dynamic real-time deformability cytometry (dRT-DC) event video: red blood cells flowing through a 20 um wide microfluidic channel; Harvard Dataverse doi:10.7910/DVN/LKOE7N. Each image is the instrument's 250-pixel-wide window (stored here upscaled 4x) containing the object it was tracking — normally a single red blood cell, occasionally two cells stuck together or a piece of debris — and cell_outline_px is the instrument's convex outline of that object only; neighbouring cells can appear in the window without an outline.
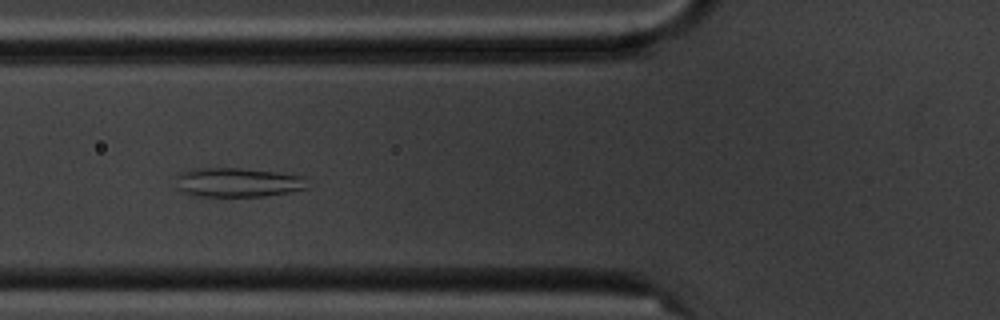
{"species": "common noctule bat (a hibernating species)", "species_latin": "Nyctalus noctula", "temperature_condition": "cold", "stored_images_in_passage": 6, "camera_frame_rate_fps": 3000, "um_per_image_px": 0.085, "animal": {"sex": "male", "body_mass_g": 20.1, "forearm_length_mm": 53.5}, "frame": {"image": 1, "passage_image": 5, "time_ms": 4.667, "image_size_px": [1000, 320], "cell_outline_px": [[308, 188], [288, 192], [264, 196], [196, 196], [180, 192], [172, 176], [180, 172], [196, 168], [240, 168], [276, 172], [304, 176]], "centroid_in_image_um": [20.12, 15.5], "position_along_channel_um": 105.7, "area_um2": 22.66}}